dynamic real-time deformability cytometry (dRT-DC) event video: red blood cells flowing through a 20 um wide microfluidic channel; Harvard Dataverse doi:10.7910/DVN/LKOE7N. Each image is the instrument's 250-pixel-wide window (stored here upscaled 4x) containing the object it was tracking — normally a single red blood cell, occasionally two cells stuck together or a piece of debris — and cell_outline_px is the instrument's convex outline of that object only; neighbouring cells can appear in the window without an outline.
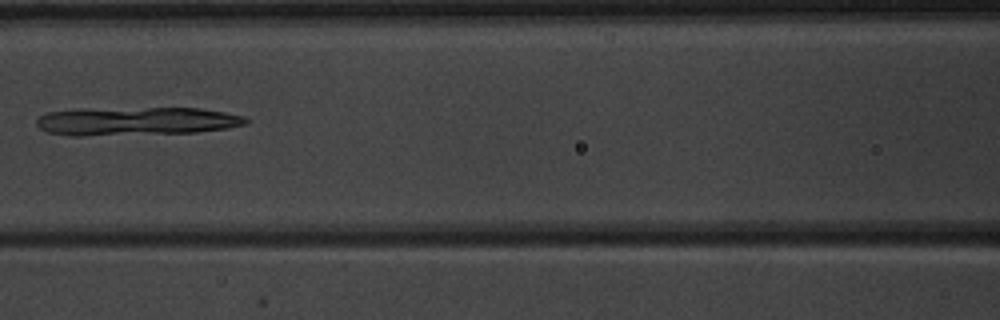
{"species": "common noctule bat (a hibernating species)", "species_latin": "Nyctalus noctula", "temperature_condition": "warm", "stored_images_in_passage": 6, "camera_frame_rate_fps": 3000, "um_per_image_px": 0.085, "animal": {"sex": "male", "body_mass_g": 20.1, "forearm_length_mm": 53.5}, "frame": {"image": 1, "passage_image": 6, "time_ms": 5.667, "image_size_px": [1000, 320], "cell_outline_px": [[248, 120], [244, 124], [228, 128], [196, 132], [80, 136], [72, 136], [48, 132], [40, 128], [36, 124], [36, 120], [40, 116], [48, 112], [72, 108], [200, 108], [224, 112], [244, 116]], "centroid_in_image_um": [11.52, 10.29], "position_along_channel_um": 155.1, "area_um2": 34.8}}